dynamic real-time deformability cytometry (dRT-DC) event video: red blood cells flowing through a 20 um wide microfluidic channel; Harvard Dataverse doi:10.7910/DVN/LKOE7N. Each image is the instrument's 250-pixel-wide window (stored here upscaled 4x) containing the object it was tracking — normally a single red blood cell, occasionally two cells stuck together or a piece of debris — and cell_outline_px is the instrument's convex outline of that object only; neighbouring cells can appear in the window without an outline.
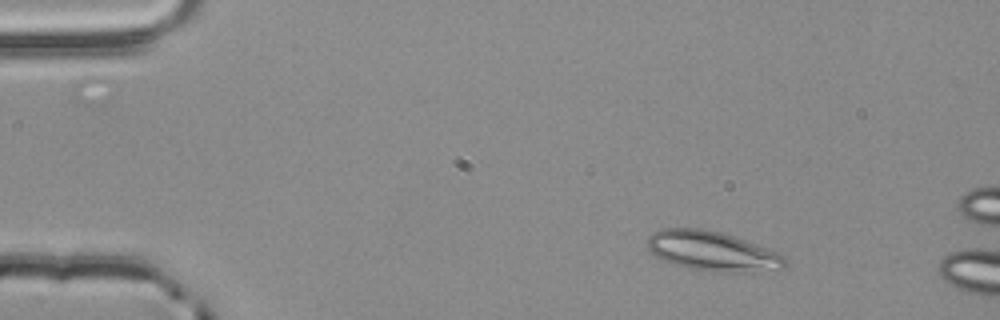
{"species": "common noctule bat (a hibernating species)", "species_latin": "Nyctalus noctula", "temperature_condition": "room temperature", "stored_images_in_passage": 3, "camera_frame_rate_fps": 3000, "um_per_image_px": 0.085, "animal": {"sex": "male", "body_mass_g": 20.4}, "frame": {"image": 1, "passage_image": 1, "time_ms": 0.0, "image_size_px": [1000, 320], "cell_outline_px": [[784, 268], [740, 272], [712, 272], [672, 264], [656, 256], [648, 248], [648, 236], [652, 232], [660, 228], [704, 228], [720, 232], [744, 240], [764, 248], [780, 256], [784, 260]], "centroid_in_image_um": [60.42, 21.33], "position_along_channel_um": 24.6, "area_um2": 31.04}}